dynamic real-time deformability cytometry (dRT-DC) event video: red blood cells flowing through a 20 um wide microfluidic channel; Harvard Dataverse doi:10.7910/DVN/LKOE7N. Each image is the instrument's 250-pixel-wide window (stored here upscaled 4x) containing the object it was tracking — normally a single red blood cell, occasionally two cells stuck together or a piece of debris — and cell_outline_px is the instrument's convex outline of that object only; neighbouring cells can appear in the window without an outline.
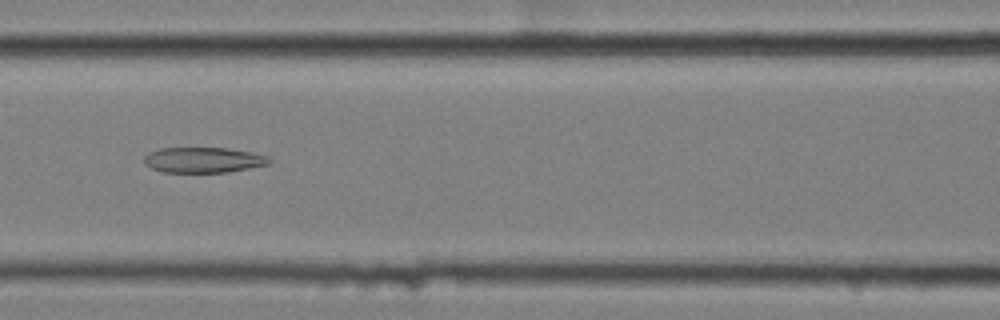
{"species": "common noctule bat (a hibernating species)", "species_latin": "Nyctalus noctula", "temperature_condition": "cold", "stored_images_in_passage": 41, "camera_frame_rate_fps": 3000, "um_per_image_px": 0.085, "animal": {"sex": "female", "body_mass_g": 25.1}, "frame": {"image": 1, "passage_image": 9, "time_ms": 2.667, "image_size_px": [1000, 320], "cell_outline_px": [[272, 164], [228, 172], [164, 172], [152, 168], [144, 164], [144, 156], [160, 148], [228, 148], [252, 152], [268, 156], [272, 160]], "centroid_in_image_um": [17.35, 13.6], "position_along_channel_um": 149.3, "area_um2": 18.61}}
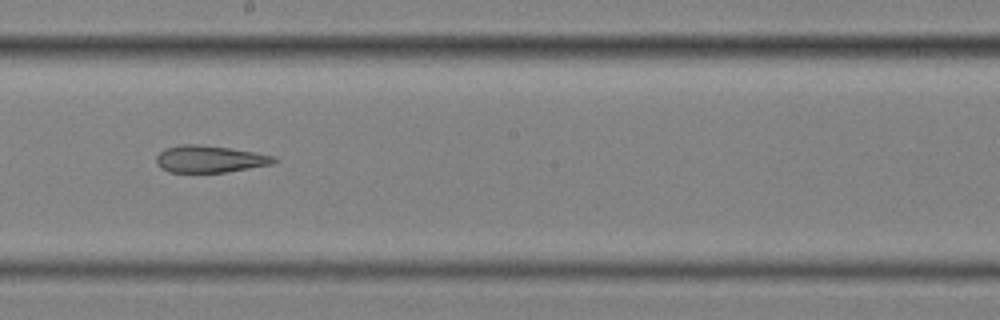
{"frame": {"image": 2, "passage_image": 16, "time_ms": 5.0, "image_size_px": [1000, 320], "cell_outline_px": [[280, 160], [272, 164], [224, 172], [168, 172], [160, 168], [156, 160], [156, 156], [164, 148], [180, 144], [196, 144], [228, 148], [276, 156]], "centroid_in_image_um": [17.81, 13.51], "position_along_channel_um": 230.4, "area_um2": 18.44}}
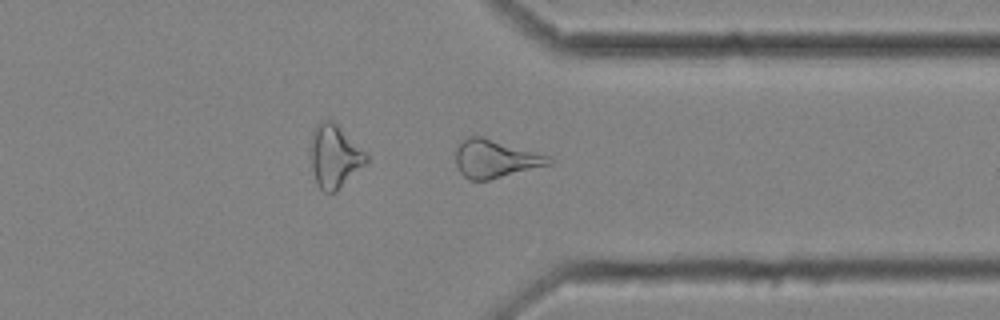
{"frame": {"image": 3, "passage_image": 28, "time_ms": 9.0, "image_size_px": [1000, 320], "cell_outline_px": [[552, 164], [488, 180], [468, 180], [460, 172], [456, 164], [456, 144], [468, 136], [484, 136], [548, 156], [552, 160]], "centroid_in_image_um": [42.05, 13.48], "position_along_channel_um": 369.4, "area_um2": 20.63}, "authors_computed_cell_mechanics": {"area_um2": 19.9988, "velocity_mm_per_s": 3.4858, "shape_relaxation_time_tau1_ms": null, "shape_relaxation_time_tau2_ms": 5.2764, "deformation_change_tau1": null, "deformation_change_tau2": 0.1856}}